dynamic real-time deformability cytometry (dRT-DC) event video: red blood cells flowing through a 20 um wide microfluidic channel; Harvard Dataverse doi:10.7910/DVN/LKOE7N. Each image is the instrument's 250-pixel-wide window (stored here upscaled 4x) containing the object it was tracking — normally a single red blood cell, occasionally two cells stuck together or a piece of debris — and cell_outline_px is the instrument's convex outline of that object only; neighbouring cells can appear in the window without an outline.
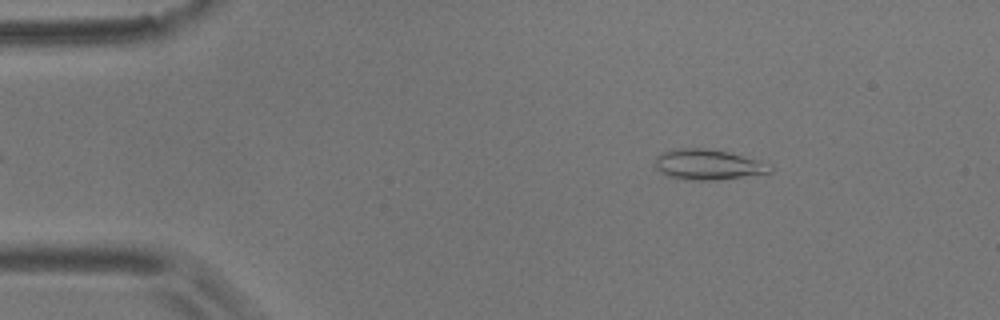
{"species": "common noctule bat (a hibernating species)", "species_latin": "Nyctalus noctula", "temperature_condition": "room temperature", "stored_images_in_passage": 3, "camera_frame_rate_fps": 3000, "um_per_image_px": 0.085, "animal": {"sex": "male", "body_mass_g": 17.9}, "frame": {"image": 1, "passage_image": 1, "time_ms": 0.0, "image_size_px": [1000, 320], "cell_outline_px": [[772, 172], [716, 180], [684, 180], [664, 176], [656, 168], [656, 156], [660, 152], [680, 148], [704, 148], [728, 152], [772, 164]], "centroid_in_image_um": [60.14, 14.0], "position_along_channel_um": 24.9, "area_um2": 20.46}}